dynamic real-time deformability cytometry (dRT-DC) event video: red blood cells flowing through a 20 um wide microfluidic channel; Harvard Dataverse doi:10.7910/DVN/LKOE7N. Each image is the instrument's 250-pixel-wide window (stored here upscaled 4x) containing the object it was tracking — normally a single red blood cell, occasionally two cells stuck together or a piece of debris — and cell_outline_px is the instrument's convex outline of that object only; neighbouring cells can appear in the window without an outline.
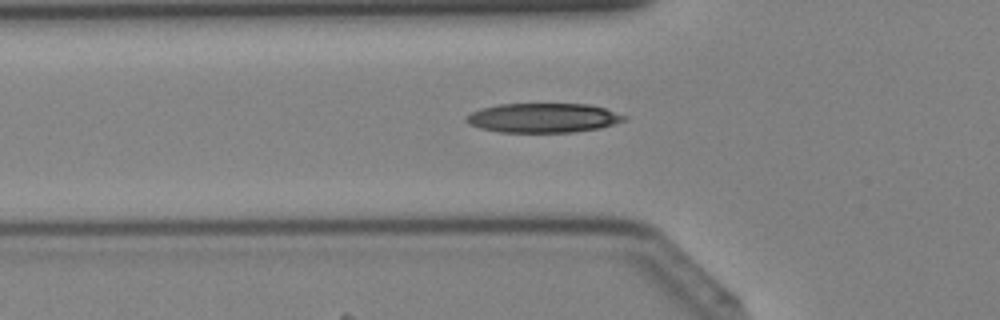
{"species": "Egyptian fruit bat (a non-hibernating species)", "species_latin": "Rousettus aegyptiacus", "temperature_condition": "cold", "stored_images_in_passage": 41, "camera_frame_rate_fps": 3000, "um_per_image_px": 0.085, "animal": {"sex": "female"}, "frame": {"image": 1, "passage_image": 14, "time_ms": 4.333, "image_size_px": [1000, 320], "cell_outline_px": [[628, 120], [600, 128], [572, 132], [500, 132], [480, 128], [468, 124], [464, 120], [472, 112], [480, 108], [500, 104], [588, 104], [604, 108], [628, 116]], "centroid_in_image_um": [46.19, 10.02], "position_along_channel_um": 79.6, "area_um2": 27.11}}
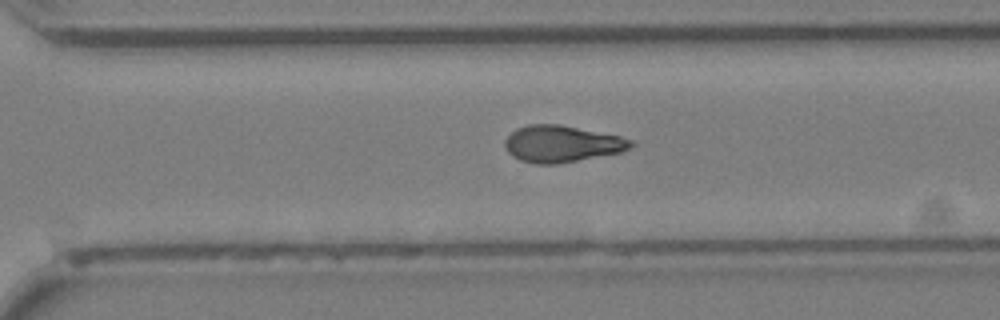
{"frame": {"image": 2, "passage_image": 29, "time_ms": 9.333, "image_size_px": [1000, 320], "cell_outline_px": [[636, 144], [632, 148], [620, 152], [556, 164], [536, 164], [520, 160], [512, 156], [504, 148], [504, 140], [516, 128], [528, 124], [560, 124], [620, 136], [632, 140]], "centroid_in_image_um": [47.74, 12.22], "position_along_channel_um": 322.9, "area_um2": 26.99}}
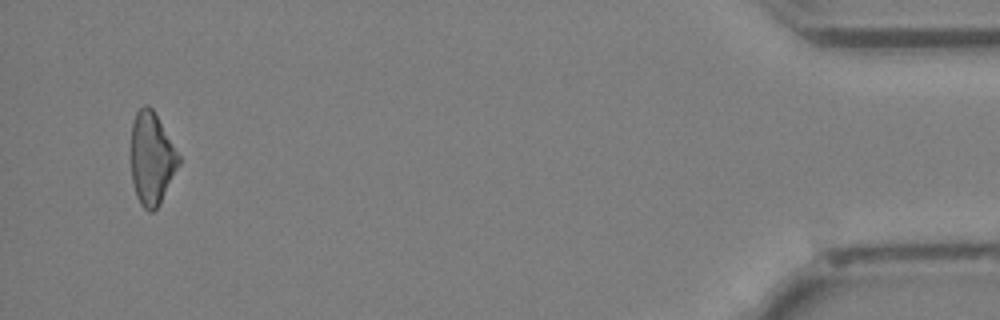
{"frame": {"image": 3, "passage_image": 40, "time_ms": 13.0, "image_size_px": [1000, 320], "cell_outline_px": [[180, 164], [160, 204], [152, 212], [148, 212], [140, 204], [136, 196], [132, 180], [132, 124], [136, 112], [144, 104], [148, 104], [152, 108], [180, 156]], "centroid_in_image_um": [12.9, 13.5], "position_along_channel_um": 422.3, "area_um2": 25.55}}